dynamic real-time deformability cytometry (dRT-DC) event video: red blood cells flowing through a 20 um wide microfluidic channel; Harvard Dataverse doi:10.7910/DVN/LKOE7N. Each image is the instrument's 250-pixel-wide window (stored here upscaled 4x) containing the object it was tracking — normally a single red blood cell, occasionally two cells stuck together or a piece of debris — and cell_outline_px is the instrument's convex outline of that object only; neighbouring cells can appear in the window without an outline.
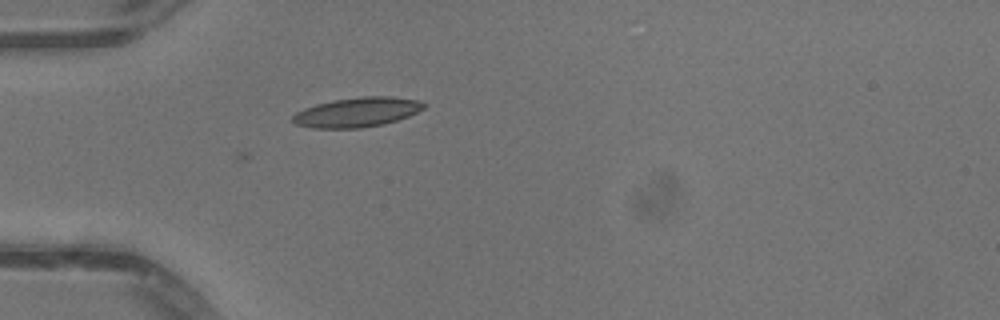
{"species": "common noctule bat (a hibernating species)", "species_latin": "Nyctalus noctula", "temperature_condition": "warm", "stored_images_in_passage": 4, "camera_frame_rate_fps": 3000, "um_per_image_px": 0.085, "animal": {"sex": "male", "body_mass_g": 13.3}, "frame": {"image": 1, "passage_image": 1, "time_ms": 0.0, "image_size_px": [1000, 320], "cell_outline_px": [[428, 104], [424, 108], [408, 116], [384, 124], [360, 128], [312, 128], [296, 124], [292, 120], [292, 116], [296, 112], [304, 108], [316, 104], [336, 100], [360, 96], [392, 96], [416, 100]], "centroid_in_image_um": [30.35, 9.53], "position_along_channel_um": 54.7, "area_um2": 22.54}}
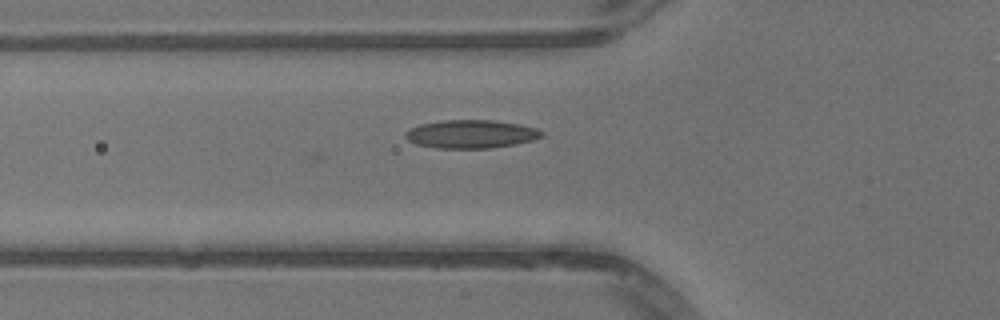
{"frame": {"image": 2, "passage_image": 4, "time_ms": 1.0, "image_size_px": [1000, 320], "cell_outline_px": [[544, 136], [536, 140], [516, 144], [492, 148], [436, 148], [416, 144], [408, 140], [404, 136], [404, 132], [408, 128], [420, 124], [440, 120], [492, 120], [520, 124], [536, 128], [544, 132]], "centroid_in_image_um": [40.04, 11.39], "position_along_channel_um": 85.8, "area_um2": 22.83}}